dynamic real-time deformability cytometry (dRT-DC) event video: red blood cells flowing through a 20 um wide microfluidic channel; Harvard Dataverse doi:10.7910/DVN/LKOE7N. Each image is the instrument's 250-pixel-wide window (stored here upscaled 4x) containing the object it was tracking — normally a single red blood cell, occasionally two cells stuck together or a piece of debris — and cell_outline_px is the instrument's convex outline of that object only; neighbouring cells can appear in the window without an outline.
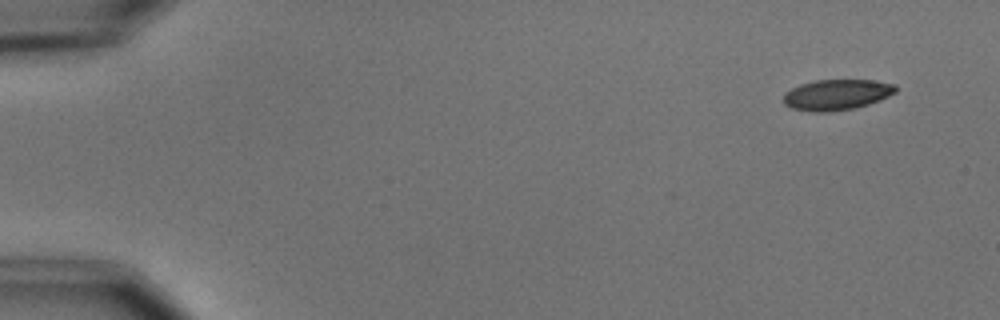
{"species": "common noctule bat (a hibernating species)", "species_latin": "Nyctalus noctula", "temperature_condition": "cold", "stored_images_in_passage": 4, "camera_frame_rate_fps": 3000, "um_per_image_px": 0.085, "animal": {"sex": "male", "body_mass_g": 15.6}, "frame": {"image": 1, "passage_image": 1, "time_ms": 0.0, "image_size_px": [1000, 320], "cell_outline_px": [[896, 92], [880, 100], [856, 108], [832, 112], [812, 112], [792, 108], [784, 104], [784, 92], [800, 84], [816, 80], [872, 80], [896, 84]], "centroid_in_image_um": [71.12, 8.05], "position_along_channel_um": 13.9, "area_um2": 20.17}}